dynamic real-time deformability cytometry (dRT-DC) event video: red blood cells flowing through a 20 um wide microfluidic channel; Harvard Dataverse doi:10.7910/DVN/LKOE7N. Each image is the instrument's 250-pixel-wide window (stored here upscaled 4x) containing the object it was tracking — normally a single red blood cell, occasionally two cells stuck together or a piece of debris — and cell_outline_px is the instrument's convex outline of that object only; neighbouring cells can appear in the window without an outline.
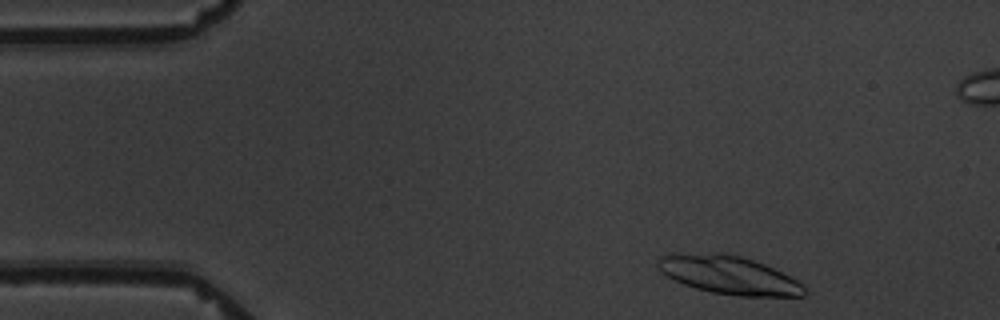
{"species": "common noctule bat (a hibernating species)", "species_latin": "Nyctalus noctula", "temperature_condition": "warm", "stored_images_in_passage": 6, "camera_frame_rate_fps": 3000, "um_per_image_px": 0.085, "animal": {"sex": "male", "body_mass_g": 19.5, "forearm_length_mm": 54.6}, "frame": {"image": 1, "passage_image": 1, "time_ms": 0.0, "image_size_px": [1000, 320], "cell_outline_px": [[804, 296], [740, 296], [712, 292], [696, 288], [684, 284], [660, 272], [656, 268], [656, 264], [660, 256], [716, 252], [720, 252], [740, 256], [764, 264], [796, 280], [804, 288]], "centroid_in_image_um": [61.92, 23.38], "position_along_channel_um": 23.1, "area_um2": 32.02}}